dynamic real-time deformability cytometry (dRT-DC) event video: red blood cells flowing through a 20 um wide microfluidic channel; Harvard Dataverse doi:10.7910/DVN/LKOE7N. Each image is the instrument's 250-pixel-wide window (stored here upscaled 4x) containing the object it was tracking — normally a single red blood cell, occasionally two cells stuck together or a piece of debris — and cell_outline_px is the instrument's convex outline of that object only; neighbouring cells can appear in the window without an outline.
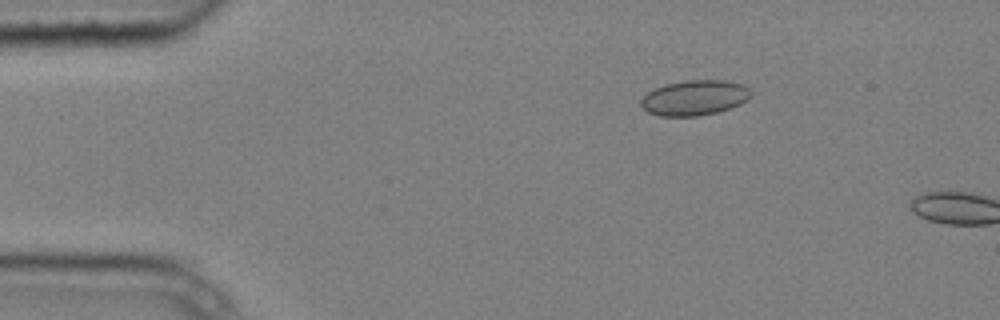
{"species": "common noctule bat (a hibernating species)", "species_latin": "Nyctalus noctula", "temperature_condition": "cold", "stored_images_in_passage": 3, "camera_frame_rate_fps": 3000, "um_per_image_px": 0.085, "animal": {"sex": "male", "body_mass_g": 20.4}, "frame": {"image": 1, "passage_image": 2, "time_ms": 0.333, "image_size_px": [1000, 320], "cell_outline_px": [[752, 96], [748, 100], [740, 104], [716, 112], [696, 116], [660, 116], [648, 112], [640, 104], [640, 100], [648, 92], [664, 84], [684, 80], [724, 80], [744, 84], [752, 92]], "centroid_in_image_um": [59.05, 8.3], "position_along_channel_um": 25.9, "area_um2": 22.6}}